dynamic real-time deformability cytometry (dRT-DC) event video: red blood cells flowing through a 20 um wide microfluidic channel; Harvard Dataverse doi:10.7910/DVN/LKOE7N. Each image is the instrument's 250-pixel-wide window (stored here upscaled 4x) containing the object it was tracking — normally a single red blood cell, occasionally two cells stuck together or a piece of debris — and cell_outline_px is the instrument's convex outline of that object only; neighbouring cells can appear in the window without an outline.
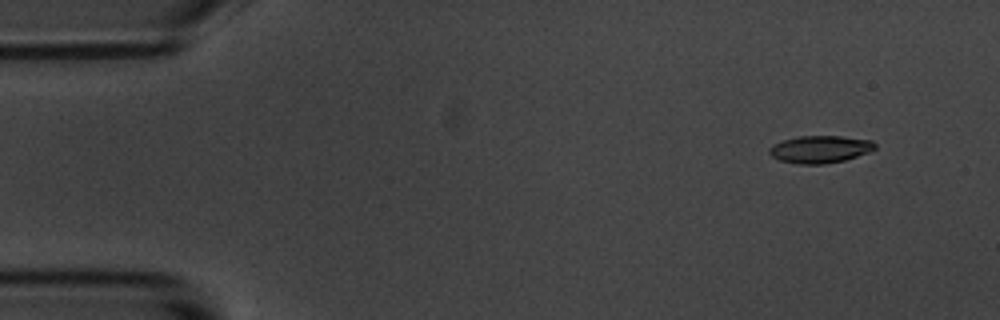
{"species": "common noctule bat (a hibernating species)", "species_latin": "Nyctalus noctula", "temperature_condition": "room temperature", "stored_images_in_passage": 6, "camera_frame_rate_fps": 3000, "um_per_image_px": 0.085, "animal": {"sex": "male", "body_mass_g": 20.1, "forearm_length_mm": 53.5}, "frame": {"image": 1, "passage_image": 2, "time_ms": 1.333, "image_size_px": [1000, 320], "cell_outline_px": [[876, 148], [868, 152], [844, 160], [824, 164], [796, 164], [780, 160], [772, 156], [768, 152], [768, 148], [784, 140], [800, 136], [840, 136], [872, 140], [876, 144]], "centroid_in_image_um": [69.71, 12.69], "position_along_channel_um": 15.3, "area_um2": 16.7}}
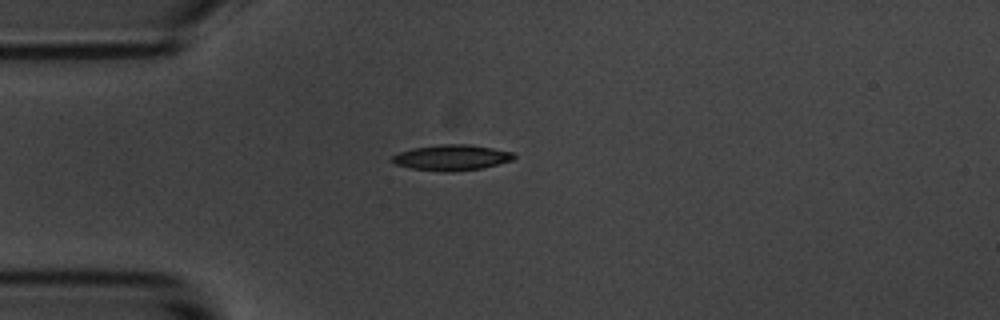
{"frame": {"image": 2, "passage_image": 5, "time_ms": 4.667, "image_size_px": [1000, 320], "cell_outline_px": [[516, 156], [512, 160], [480, 168], [448, 172], [444, 172], [412, 168], [396, 164], [392, 160], [392, 156], [400, 152], [412, 148], [440, 144], [472, 144], [512, 152]], "centroid_in_image_um": [38.38, 13.38], "position_along_channel_um": 46.6, "area_um2": 17.98}}